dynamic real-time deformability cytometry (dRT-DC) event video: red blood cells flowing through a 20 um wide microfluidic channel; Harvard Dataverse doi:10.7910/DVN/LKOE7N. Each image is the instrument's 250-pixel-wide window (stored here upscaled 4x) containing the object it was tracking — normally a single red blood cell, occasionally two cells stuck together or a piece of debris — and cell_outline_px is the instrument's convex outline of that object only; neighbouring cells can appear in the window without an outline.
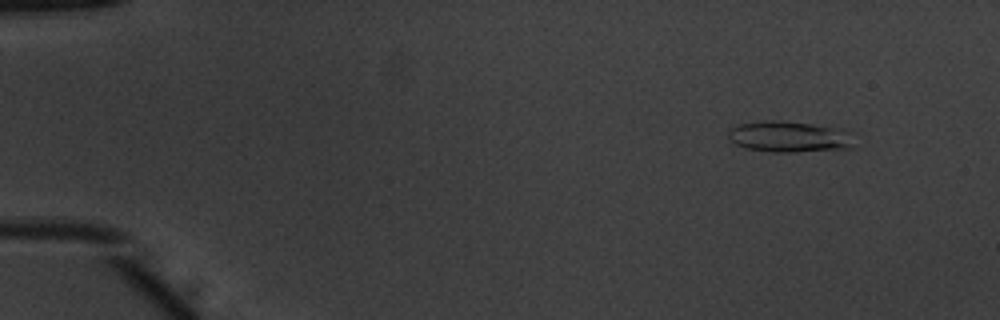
{"species": "common noctule bat (a hibernating species)", "species_latin": "Nyctalus noctula", "temperature_condition": "warm", "stored_images_in_passage": 52, "camera_frame_rate_fps": 3000, "um_per_image_px": 0.085, "animal": {"sex": "male", "body_mass_g": 20.1, "forearm_length_mm": 53.5}, "frame": {"image": 1, "passage_image": 5, "time_ms": 1.333, "image_size_px": [1000, 320], "cell_outline_px": [[856, 148], [796, 152], [772, 152], [744, 148], [728, 140], [728, 128], [740, 124], [764, 120], [776, 120], [812, 124], [852, 132]], "centroid_in_image_um": [67.08, 11.63], "position_along_channel_um": 17.9, "area_um2": 23.12}}
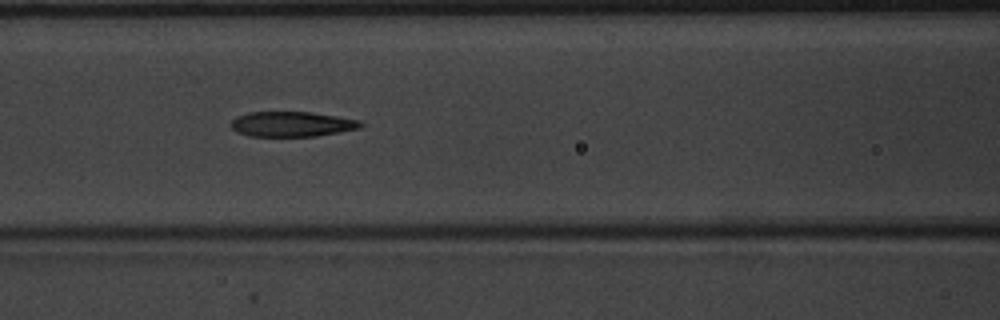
{"frame": {"image": 2, "passage_image": 23, "time_ms": 7.333, "image_size_px": [1000, 320], "cell_outline_px": [[364, 124], [360, 128], [316, 136], [248, 136], [236, 132], [232, 128], [232, 120], [236, 116], [248, 112], [312, 112], [360, 120]], "centroid_in_image_um": [24.8, 10.54], "position_along_channel_um": 141.8, "area_um2": 18.96}}
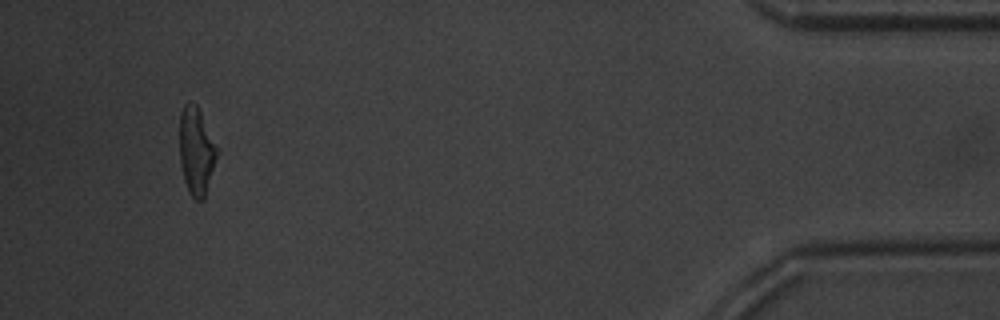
{"frame": {"image": 3, "passage_image": 49, "time_ms": 16.0, "image_size_px": [1000, 320], "cell_outline_px": [[216, 160], [204, 200], [196, 200], [188, 192], [184, 180], [180, 164], [180, 112], [184, 104], [188, 100], [196, 104], [200, 112], [216, 148]], "centroid_in_image_um": [16.65, 12.86], "position_along_channel_um": 418.6, "area_um2": 18.73}, "authors_computed_cell_mechanics": {"area_um2": 19.9988, "velocity_mm_per_s": 3.9324, "shape_relaxation_time_tau1_ms": 5.6099, "shape_relaxation_time_tau2_ms": 2.4419, "deformation_change_tau1": 0.2143, "deformation_change_tau2": 0.1296}}